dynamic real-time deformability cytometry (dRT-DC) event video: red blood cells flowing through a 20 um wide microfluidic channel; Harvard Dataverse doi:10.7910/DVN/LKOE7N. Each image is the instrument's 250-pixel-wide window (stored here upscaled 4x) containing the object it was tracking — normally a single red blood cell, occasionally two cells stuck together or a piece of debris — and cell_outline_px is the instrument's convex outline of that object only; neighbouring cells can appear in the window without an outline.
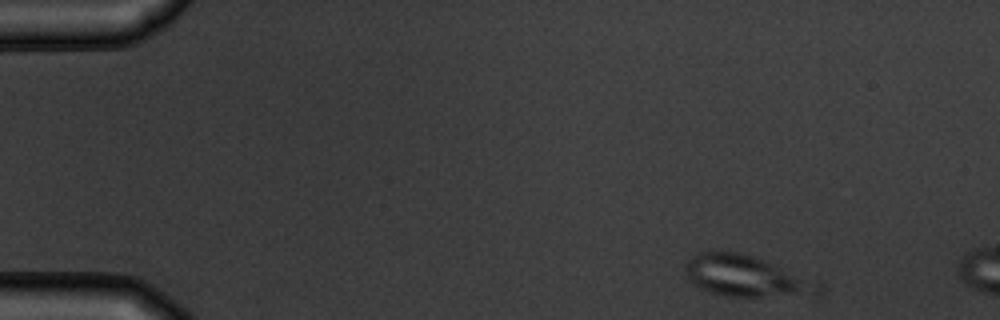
{"species": "common noctule bat (a hibernating species)", "species_latin": "Nyctalus noctula", "temperature_condition": "warm", "stored_images_in_passage": 5, "camera_frame_rate_fps": 3000, "um_per_image_px": 0.085, "animal": {"sex": "male", "body_mass_g": 19.5, "forearm_length_mm": 54.6}, "frame": {"image": 1, "passage_image": 1, "time_ms": 0.0, "image_size_px": [1000, 320], "cell_outline_px": [[824, 288], [820, 296], [724, 296], [700, 288], [688, 276], [684, 264], [688, 256], [700, 252], [740, 252], [764, 260], [820, 280]], "centroid_in_image_um": [63.56, 23.49], "position_along_channel_um": 21.4, "area_um2": 32.43}}